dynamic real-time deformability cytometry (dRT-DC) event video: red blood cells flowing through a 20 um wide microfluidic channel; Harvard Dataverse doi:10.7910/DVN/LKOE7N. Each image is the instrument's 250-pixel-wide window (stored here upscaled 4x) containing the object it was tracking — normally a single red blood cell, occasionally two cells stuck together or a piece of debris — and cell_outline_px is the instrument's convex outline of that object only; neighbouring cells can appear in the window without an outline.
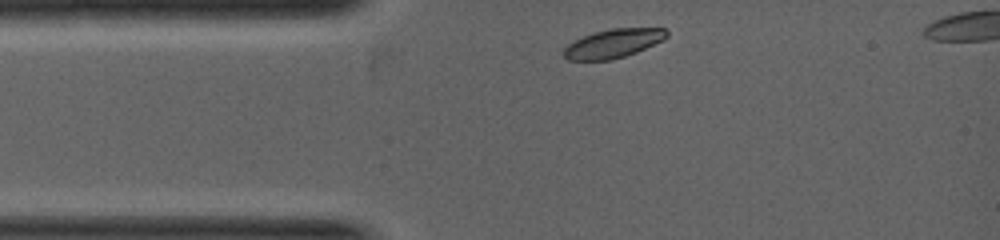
{"species": "common noctule bat (a hibernating species)", "species_latin": "Nyctalus noctula", "temperature_condition": "warm", "stored_images_in_passage": 10, "camera_frame_rate_fps": 5000, "um_per_image_px": 0.085, "animal": {"sex": "female", "body_mass_g": 19.0, "forearm_length_mm": 53.3}, "frame": {"image": 1, "passage_image": 1, "time_ms": 0.0, "image_size_px": [1000, 240], "cell_outline_px": [[668, 36], [664, 40], [636, 52], [612, 60], [568, 60], [564, 56], [564, 48], [568, 44], [592, 32], [608, 28], [664, 28], [668, 32]], "centroid_in_image_um": [52.14, 3.68], "position_along_channel_um": 32.9, "area_um2": 17.28}}
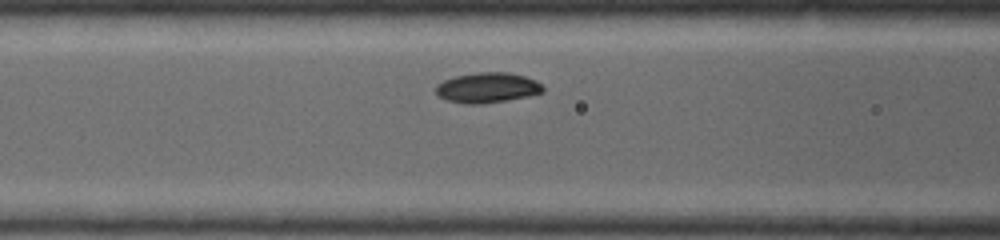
{"frame": {"image": 2, "passage_image": 7, "time_ms": 1.4, "image_size_px": [1000, 240], "cell_outline_px": [[544, 92], [528, 96], [480, 104], [464, 104], [444, 100], [436, 96], [436, 84], [444, 80], [456, 76], [476, 72], [508, 72], [524, 76], [536, 80], [544, 88]], "centroid_in_image_um": [41.38, 7.45], "position_along_channel_um": 125.2, "area_um2": 18.96}}
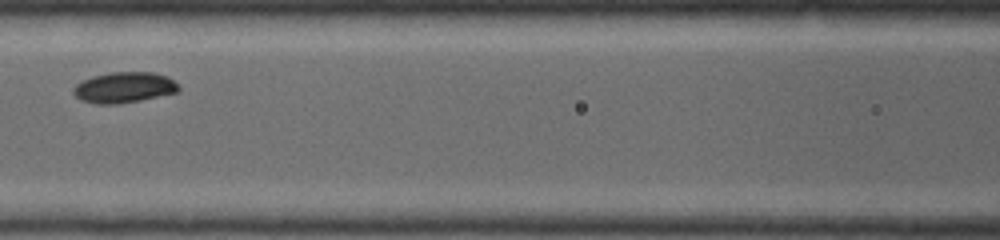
{"frame": {"image": 3, "passage_image": 9, "time_ms": 1.8, "image_size_px": [1000, 240], "cell_outline_px": [[180, 88], [176, 92], [140, 100], [120, 104], [96, 104], [80, 100], [72, 92], [72, 88], [76, 84], [92, 76], [112, 72], [152, 72], [168, 76], [180, 84]], "centroid_in_image_um": [10.55, 7.43], "position_along_channel_um": 156.1, "area_um2": 18.96}}